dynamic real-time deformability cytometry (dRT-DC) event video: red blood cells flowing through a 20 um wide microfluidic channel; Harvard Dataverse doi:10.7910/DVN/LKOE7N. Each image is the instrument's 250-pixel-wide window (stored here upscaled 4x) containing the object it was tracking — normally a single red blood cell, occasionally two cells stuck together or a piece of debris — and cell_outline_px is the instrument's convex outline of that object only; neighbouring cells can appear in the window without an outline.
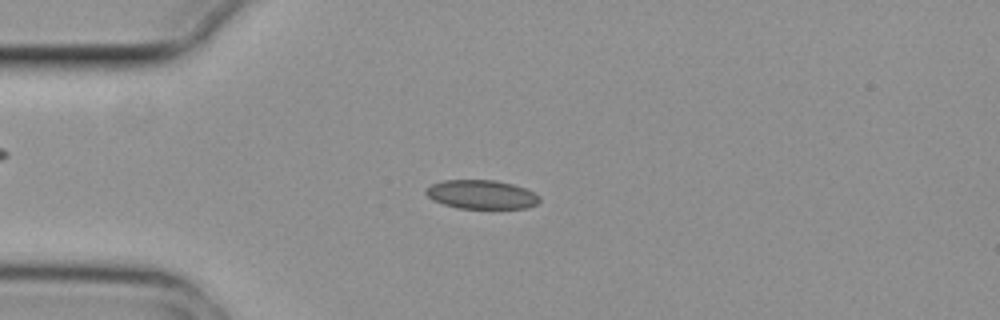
{"species": "common noctule bat (a hibernating species)", "species_latin": "Nyctalus noctula", "temperature_condition": "cold", "stored_images_in_passage": 5, "camera_frame_rate_fps": 3000, "um_per_image_px": 0.085, "animal": {"sex": "female", "body_mass_g": 29.2, "forearm_length_mm": 56.3}, "frame": {"image": 1, "passage_image": 3, "time_ms": 0.667, "image_size_px": [1000, 320], "cell_outline_px": [[540, 200], [536, 204], [528, 208], [456, 208], [432, 200], [424, 192], [424, 188], [432, 184], [444, 180], [496, 180], [512, 184], [524, 188], [540, 196]], "centroid_in_image_um": [40.89, 16.53], "position_along_channel_um": 44.1, "area_um2": 19.13}}
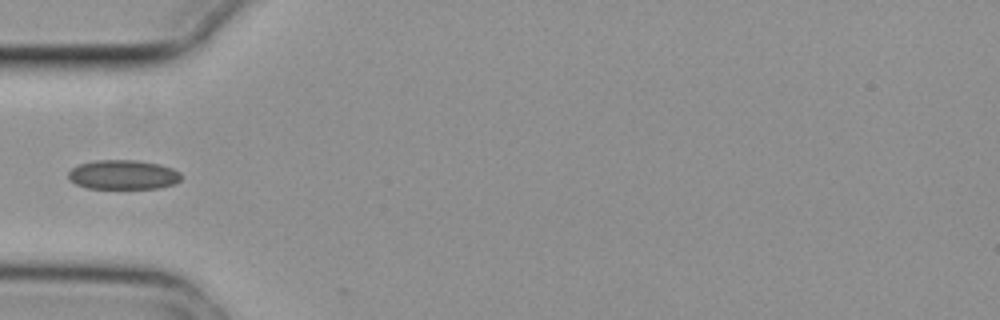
{"frame": {"image": 2, "passage_image": 4, "time_ms": 1.0, "image_size_px": [1000, 320], "cell_outline_px": [[180, 180], [172, 184], [160, 188], [88, 188], [76, 184], [68, 180], [68, 172], [72, 168], [80, 164], [96, 160], [136, 160], [160, 164], [172, 168], [180, 172]], "centroid_in_image_um": [10.45, 14.85], "position_along_channel_um": 74.6, "area_um2": 19.31}}
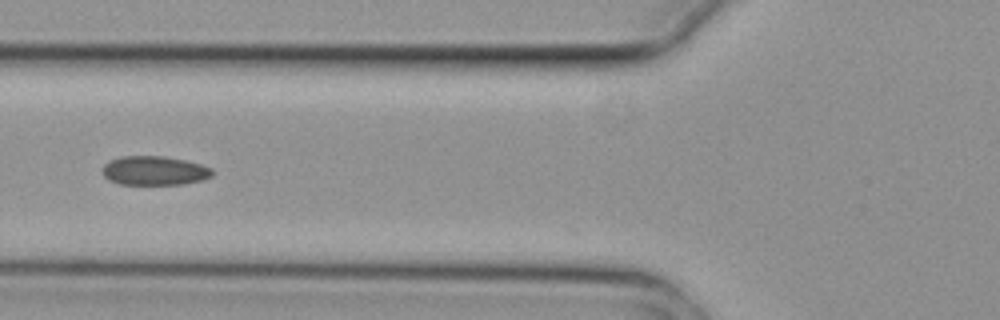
{"frame": {"image": 3, "passage_image": 5, "time_ms": 1.333, "image_size_px": [1000, 320], "cell_outline_px": [[212, 176], [204, 180], [184, 184], [120, 184], [108, 180], [104, 176], [104, 164], [108, 160], [120, 156], [164, 156], [184, 160], [200, 164], [212, 168]], "centroid_in_image_um": [13.13, 14.5], "position_along_channel_um": 112.7, "area_um2": 18.67}}